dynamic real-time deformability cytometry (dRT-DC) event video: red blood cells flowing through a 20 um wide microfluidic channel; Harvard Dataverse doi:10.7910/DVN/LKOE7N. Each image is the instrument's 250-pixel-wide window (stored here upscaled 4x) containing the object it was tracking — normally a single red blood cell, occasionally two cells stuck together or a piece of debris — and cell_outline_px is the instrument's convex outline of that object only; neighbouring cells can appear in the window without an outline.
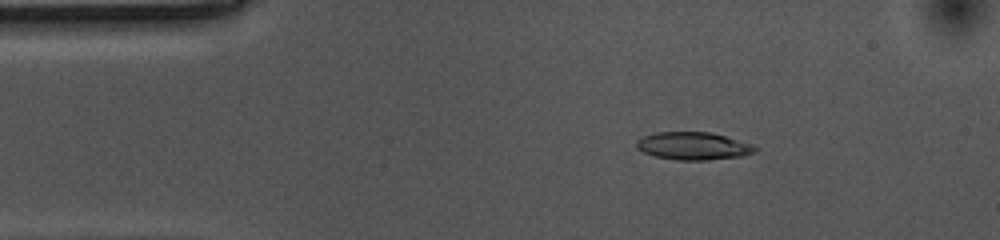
{"species": "common noctule bat (a hibernating species)", "species_latin": "Nyctalus noctula", "temperature_condition": "cold", "stored_images_in_passage": 55, "camera_frame_rate_fps": 3000, "um_per_image_px": 0.085, "animal": {"sex": "female", "body_mass_g": 10.0, "forearm_length_mm": 53.1}, "frame": {"image": 1, "passage_image": 8, "time_ms": 2.333, "image_size_px": [1000, 240], "cell_outline_px": [[760, 148], [756, 152], [744, 156], [708, 160], [676, 160], [656, 156], [644, 152], [636, 148], [636, 140], [644, 136], [656, 132], [712, 132], [752, 144]], "centroid_in_image_um": [58.97, 12.41], "position_along_channel_um": 26.0, "area_um2": 19.31}}
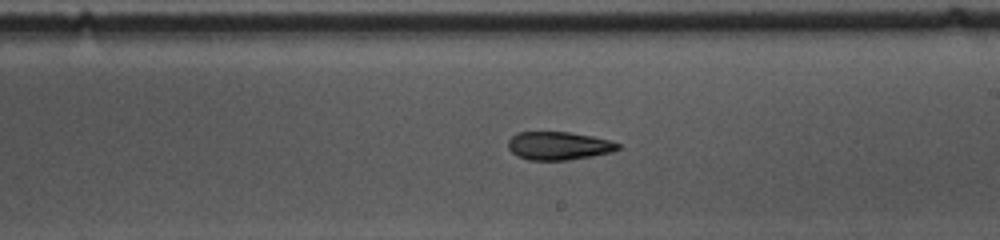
{"frame": {"image": 2, "passage_image": 30, "time_ms": 9.667, "image_size_px": [1000, 240], "cell_outline_px": [[620, 148], [612, 152], [592, 156], [568, 160], [528, 160], [516, 156], [508, 148], [508, 140], [516, 132], [568, 132], [592, 136], [612, 140], [620, 144]], "centroid_in_image_um": [47.48, 12.39], "position_along_channel_um": 241.5, "area_um2": 18.21}}
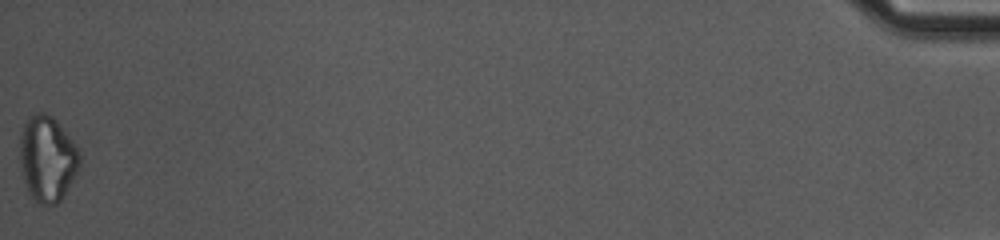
{"frame": {"image": 3, "passage_image": 55, "time_ms": 18.0, "image_size_px": [1000, 240], "cell_outline_px": [[80, 164], [64, 196], [56, 204], [40, 204], [32, 200], [28, 192], [20, 168], [20, 136], [24, 124], [28, 116], [36, 112], [44, 112], [52, 116], [56, 120], [72, 140], [80, 152]], "centroid_in_image_um": [4.0, 13.48], "position_along_channel_um": 431.2, "area_um2": 29.94}, "authors_computed_cell_mechanics": {"area_um2": 19.3052, "velocity_mm_per_s": 3.545, "shape_relaxation_time_tau1_ms": 6.4247, "shape_relaxation_time_tau2_ms": null, "deformation_change_tau1": 0.147, "deformation_change_tau2": null}}